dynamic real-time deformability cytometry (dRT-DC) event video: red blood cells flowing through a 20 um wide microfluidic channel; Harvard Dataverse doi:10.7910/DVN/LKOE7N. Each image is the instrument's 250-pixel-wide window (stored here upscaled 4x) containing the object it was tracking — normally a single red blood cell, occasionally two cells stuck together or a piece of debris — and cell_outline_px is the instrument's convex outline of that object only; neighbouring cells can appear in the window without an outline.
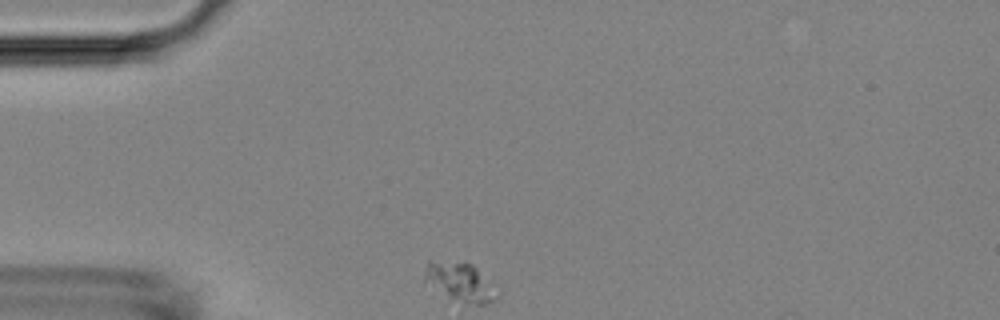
{"species": "Egyptian fruit bat (a non-hibernating species)", "species_latin": "Rousettus aegyptiacus", "temperature_condition": "room temperature", "stored_images_in_passage": 43, "camera_frame_rate_fps": 3000, "um_per_image_px": 0.085, "animal": {"sex": "female"}, "frame": {"image": 1, "passage_image": 1, "time_ms": 0.0, "image_size_px": [1000, 320], "cell_outline_px": [[496, 300], [488, 304], [464, 304], [448, 296], [424, 280], [424, 272], [428, 260], [464, 260], [472, 264], [476, 268], [496, 296]], "centroid_in_image_um": [39.02, 23.92], "position_along_channel_um": 46.0, "area_um2": 15.9}}
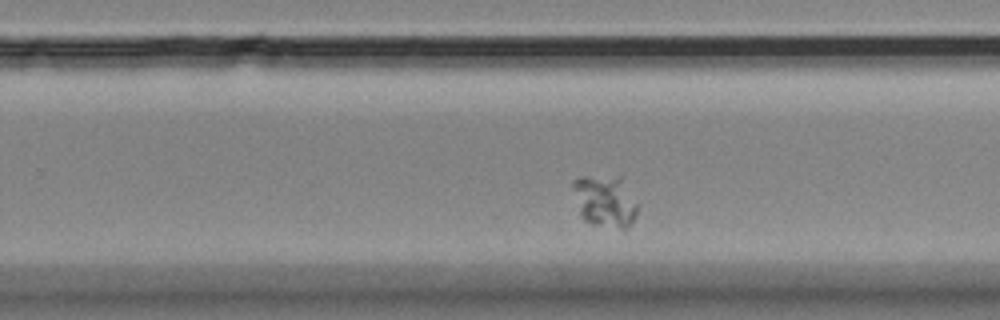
{"frame": {"image": 2, "passage_image": 23, "time_ms": 7.333, "image_size_px": [1000, 320], "cell_outline_px": [[640, 204], [636, 216], [632, 224], [624, 232], [592, 224], [584, 220], [580, 216], [572, 188], [572, 180], [580, 176], [620, 176]], "centroid_in_image_um": [51.47, 17.14], "position_along_channel_um": 278.3, "area_um2": 20.52}}
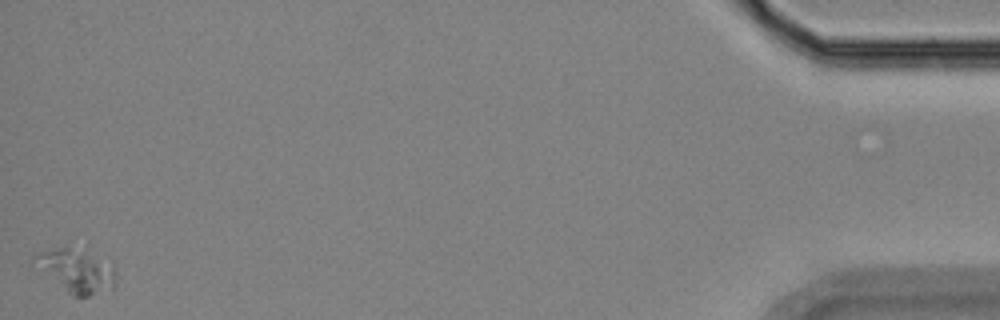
{"frame": {"image": 3, "passage_image": 43, "time_ms": 14.0, "image_size_px": [1000, 320], "cell_outline_px": [[116, 284], [112, 288], [88, 296], [76, 296], [28, 260], [36, 252], [64, 244], [88, 244], [112, 260], [116, 272]], "centroid_in_image_um": [6.57, 22.8], "position_along_channel_um": 428.6, "area_um2": 22.31}}